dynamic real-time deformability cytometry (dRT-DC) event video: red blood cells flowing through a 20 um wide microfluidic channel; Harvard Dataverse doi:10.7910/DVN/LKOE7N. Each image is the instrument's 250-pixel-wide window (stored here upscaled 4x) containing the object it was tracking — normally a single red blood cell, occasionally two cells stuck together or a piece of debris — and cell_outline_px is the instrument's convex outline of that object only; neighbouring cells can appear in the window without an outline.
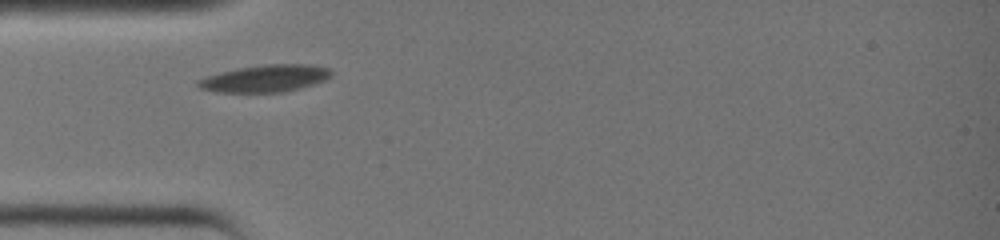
{"species": "common noctule bat (a hibernating species)", "species_latin": "Nyctalus noctula", "temperature_condition": "warm", "stored_images_in_passage": 11, "camera_frame_rate_fps": 3000, "um_per_image_px": 0.085, "animal": {"sex": "female", "body_mass_g": 19.0, "forearm_length_mm": 51.5}, "frame": {"image": 1, "passage_image": 1, "time_ms": 0.0, "image_size_px": [1000, 240], "cell_outline_px": [[332, 76], [324, 80], [300, 88], [284, 92], [216, 92], [200, 88], [196, 84], [196, 80], [208, 76], [240, 68], [268, 64], [308, 64], [328, 68], [332, 72]], "centroid_in_image_um": [22.56, 6.67], "position_along_channel_um": 62.4, "area_um2": 20.75}}
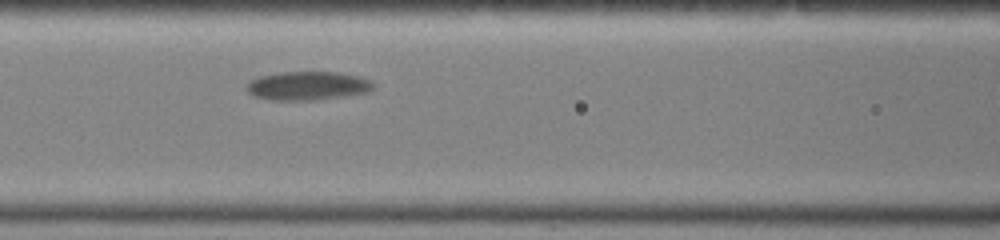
{"frame": {"image": 2, "passage_image": 6, "time_ms": 1.667, "image_size_px": [1000, 240], "cell_outline_px": [[376, 84], [368, 92], [344, 96], [316, 100], [272, 100], [252, 96], [248, 92], [248, 84], [252, 80], [260, 76], [280, 72], [336, 72], [360, 76], [372, 80]], "centroid_in_image_um": [26.19, 7.29], "position_along_channel_um": 140.4, "area_um2": 21.21}}
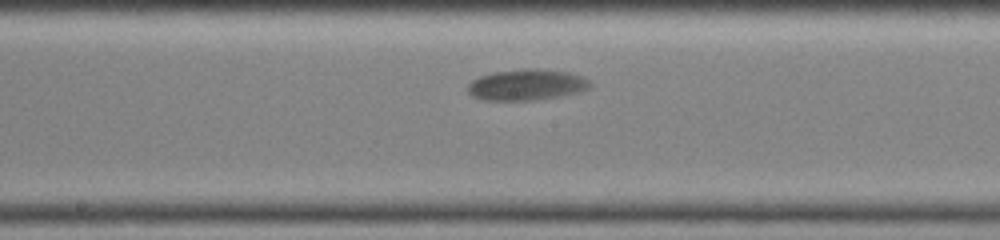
{"frame": {"image": 3, "passage_image": 10, "time_ms": 3.0, "image_size_px": [1000, 240], "cell_outline_px": [[592, 88], [580, 92], [560, 96], [536, 100], [480, 100], [472, 96], [468, 92], [468, 84], [472, 80], [480, 76], [492, 72], [528, 68], [532, 68], [572, 72], [592, 80]], "centroid_in_image_um": [44.82, 7.2], "position_along_channel_um": 203.4, "area_um2": 22.54}}